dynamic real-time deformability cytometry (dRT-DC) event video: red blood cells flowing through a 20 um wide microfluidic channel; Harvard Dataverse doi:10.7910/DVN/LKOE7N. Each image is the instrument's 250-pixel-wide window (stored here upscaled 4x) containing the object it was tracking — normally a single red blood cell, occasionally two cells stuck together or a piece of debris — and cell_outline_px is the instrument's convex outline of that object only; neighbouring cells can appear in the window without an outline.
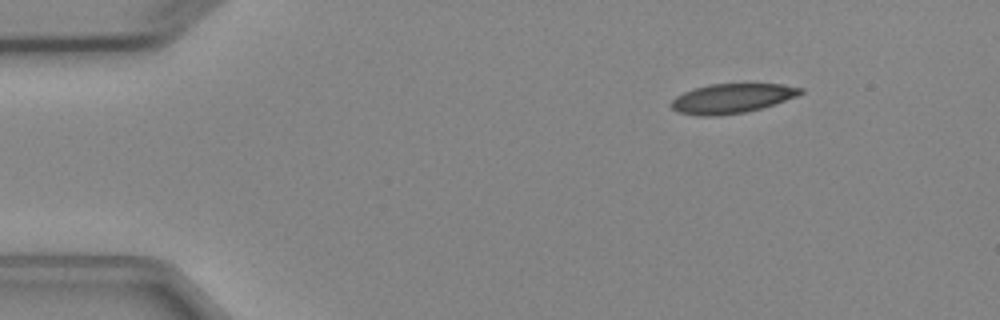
{"species": "Egyptian fruit bat (a non-hibernating species)", "species_latin": "Rousettus aegyptiacus", "temperature_condition": "cold", "stored_images_in_passage": 5, "camera_frame_rate_fps": 3000, "um_per_image_px": 0.085, "animal": {"sex": "female"}, "frame": {"image": 1, "passage_image": 1, "time_ms": 0.0, "image_size_px": [1000, 320], "cell_outline_px": [[804, 92], [796, 96], [760, 108], [744, 112], [716, 116], [696, 116], [680, 112], [672, 108], [668, 104], [676, 96], [684, 92], [708, 84], [784, 84], [804, 88]], "centroid_in_image_um": [62.18, 8.36], "position_along_channel_um": 22.8, "area_um2": 22.08}}
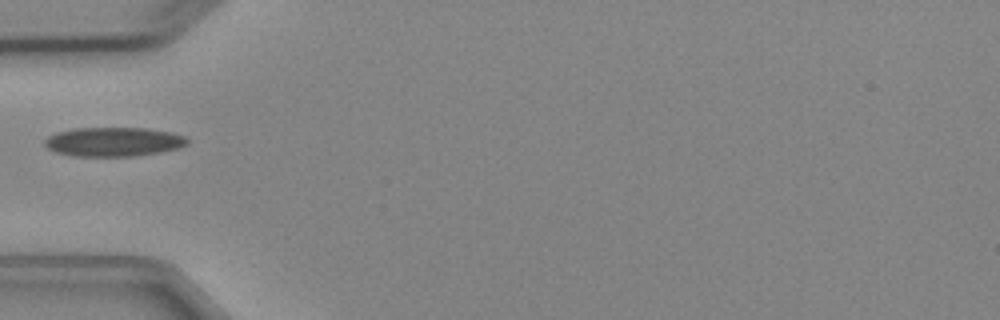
{"frame": {"image": 2, "passage_image": 3, "time_ms": 3.333, "image_size_px": [1000, 320], "cell_outline_px": [[188, 144], [180, 148], [160, 152], [132, 156], [72, 156], [56, 152], [48, 148], [44, 144], [44, 140], [48, 136], [56, 132], [72, 128], [144, 128], [172, 132], [184, 136], [188, 140]], "centroid_in_image_um": [9.64, 12.05], "position_along_channel_um": 75.4, "area_um2": 24.33}}